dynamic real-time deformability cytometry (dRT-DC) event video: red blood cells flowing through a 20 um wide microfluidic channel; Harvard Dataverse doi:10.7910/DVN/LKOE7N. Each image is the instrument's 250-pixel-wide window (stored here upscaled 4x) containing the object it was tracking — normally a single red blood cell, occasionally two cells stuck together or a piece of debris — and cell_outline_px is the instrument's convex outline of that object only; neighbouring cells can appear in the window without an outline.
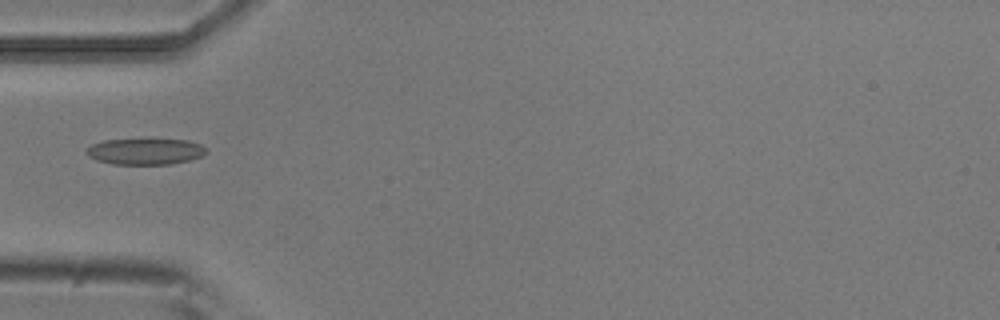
{"species": "common noctule bat (a hibernating species)", "species_latin": "Nyctalus noctula", "temperature_condition": "room temperature", "stored_images_in_passage": 6, "camera_frame_rate_fps": 3000, "um_per_image_px": 0.085, "animal": {"sex": "male", "body_mass_g": 20.5, "forearm_length_mm": 52.5}, "frame": {"image": 1, "passage_image": 5, "time_ms": 1.333, "image_size_px": [1000, 320], "cell_outline_px": [[208, 152], [204, 156], [172, 164], [112, 164], [96, 160], [88, 156], [84, 152], [84, 148], [92, 144], [104, 140], [188, 140], [200, 144], [208, 148]], "centroid_in_image_um": [12.34, 12.88], "position_along_channel_um": 72.7, "area_um2": 18.38}}
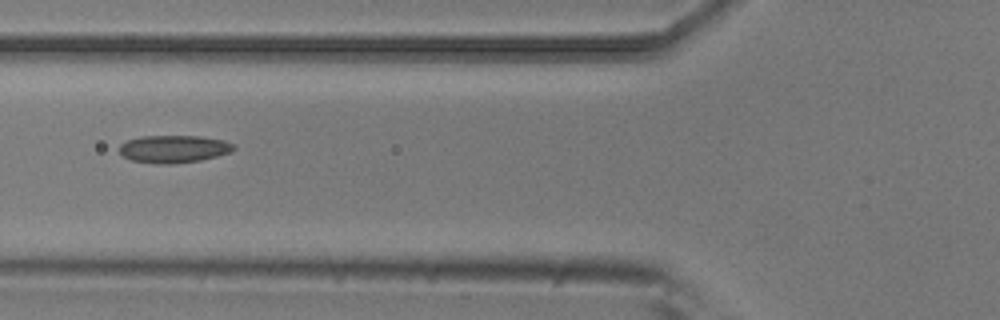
{"frame": {"image": 2, "passage_image": 6, "time_ms": 1.667, "image_size_px": [1000, 320], "cell_outline_px": [[236, 148], [232, 152], [200, 160], [172, 164], [156, 164], [132, 160], [124, 156], [120, 152], [120, 144], [128, 140], [140, 136], [200, 136], [224, 140], [236, 144]], "centroid_in_image_um": [14.81, 12.66], "position_along_channel_um": 111.0, "area_um2": 18.44}}